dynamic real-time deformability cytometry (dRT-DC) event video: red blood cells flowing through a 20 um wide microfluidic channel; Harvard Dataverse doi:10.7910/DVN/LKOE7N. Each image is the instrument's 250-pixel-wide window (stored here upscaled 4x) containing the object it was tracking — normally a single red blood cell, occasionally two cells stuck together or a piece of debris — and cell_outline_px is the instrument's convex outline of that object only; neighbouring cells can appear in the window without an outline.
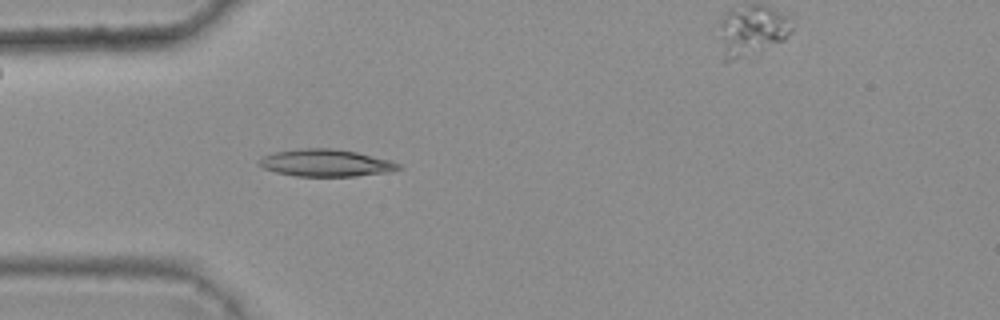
{"species": "common noctule bat (a hibernating species)", "species_latin": "Nyctalus noctula", "temperature_condition": "warm", "stored_images_in_passage": 6, "segment_of_instrument_passage": [1, 2], "camera_frame_rate_fps": 3000, "um_per_image_px": 0.085, "animal": {"sex": "female", "body_mass_g": 25.1}, "frame": {"image": 1, "passage_image": 5, "time_ms": 1.333, "image_size_px": [1000, 320], "cell_outline_px": [[404, 168], [392, 172], [356, 176], [296, 176], [276, 172], [264, 168], [260, 164], [260, 160], [264, 156], [272, 152], [300, 148], [332, 148], [356, 152], [392, 160], [400, 164]], "centroid_in_image_um": [27.77, 13.85], "position_along_channel_um": 57.2, "area_um2": 22.2}}